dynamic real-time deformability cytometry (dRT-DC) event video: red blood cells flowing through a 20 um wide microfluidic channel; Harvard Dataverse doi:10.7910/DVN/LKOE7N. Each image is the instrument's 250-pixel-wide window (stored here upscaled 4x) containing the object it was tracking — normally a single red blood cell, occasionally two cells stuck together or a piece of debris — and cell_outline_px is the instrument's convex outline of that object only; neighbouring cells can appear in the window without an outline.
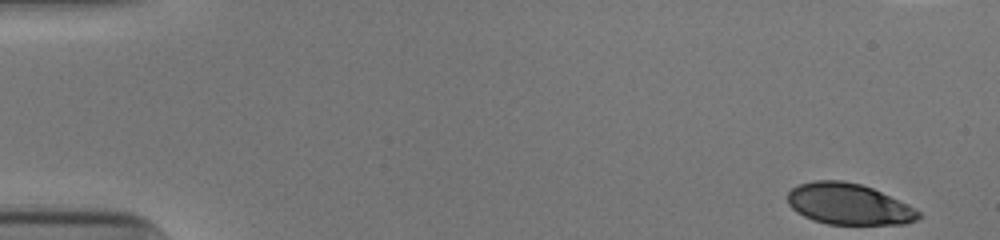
{"species": "human", "species_latin": "Homo sapiens", "temperature_condition": "cold", "stored_images_in_passage": 51, "camera_frame_rate_fps": 3000, "um_per_image_px": 0.085, "donor": {"sex": "male"}, "frame": {"image": 1, "passage_image": 1, "time_ms": 0.0, "image_size_px": [1000, 240], "cell_outline_px": [[920, 216], [916, 220], [904, 224], [828, 224], [812, 220], [796, 212], [788, 204], [788, 192], [792, 188], [800, 184], [816, 180], [840, 180], [860, 184], [872, 188], [908, 204], [920, 212]], "centroid_in_image_um": [72.12, 17.35], "position_along_channel_um": 12.9, "area_um2": 31.27}}
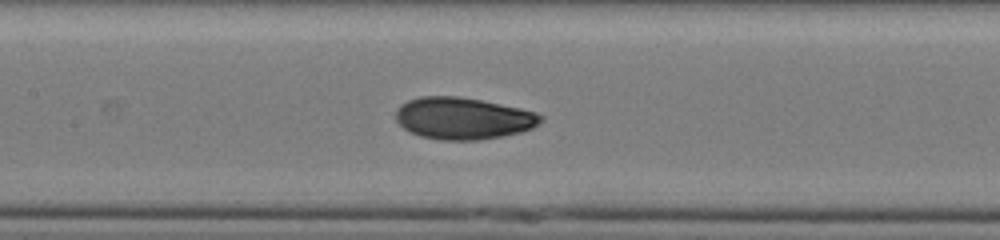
{"frame": {"image": 2, "passage_image": 24, "time_ms": 7.667, "image_size_px": [1000, 240], "cell_outline_px": [[544, 120], [532, 128], [520, 132], [504, 136], [476, 140], [440, 140], [420, 136], [408, 132], [396, 120], [396, 108], [400, 104], [408, 100], [420, 96], [460, 96], [520, 108], [536, 112], [544, 116]], "centroid_in_image_um": [39.35, 10.06], "position_along_channel_um": 168.0, "area_um2": 35.6}}
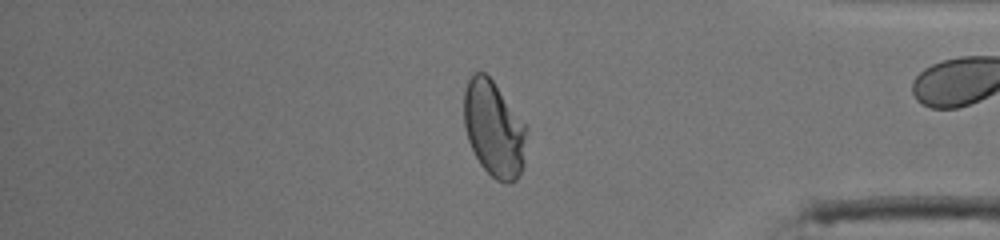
{"frame": {"image": 3, "passage_image": 43, "time_ms": 14.0, "image_size_px": [1000, 240], "cell_outline_px": [[528, 132], [524, 164], [516, 180], [508, 184], [504, 184], [496, 180], [480, 164], [468, 140], [464, 124], [464, 92], [468, 80], [472, 72], [484, 72], [492, 80], [528, 128]], "centroid_in_image_um": [42.0, 10.98], "position_along_channel_um": 393.2, "area_um2": 35.08}, "authors_computed_cell_mechanics": {"area_um2": 34.6222, "velocity_mm_per_s": 3.8932, "shape_relaxation_time_tau1_ms": 5.6476, "shape_relaxation_time_tau2_ms": 1.0117, "deformation_change_tau1": 0.1899, "deformation_change_tau2": 0.0518}}